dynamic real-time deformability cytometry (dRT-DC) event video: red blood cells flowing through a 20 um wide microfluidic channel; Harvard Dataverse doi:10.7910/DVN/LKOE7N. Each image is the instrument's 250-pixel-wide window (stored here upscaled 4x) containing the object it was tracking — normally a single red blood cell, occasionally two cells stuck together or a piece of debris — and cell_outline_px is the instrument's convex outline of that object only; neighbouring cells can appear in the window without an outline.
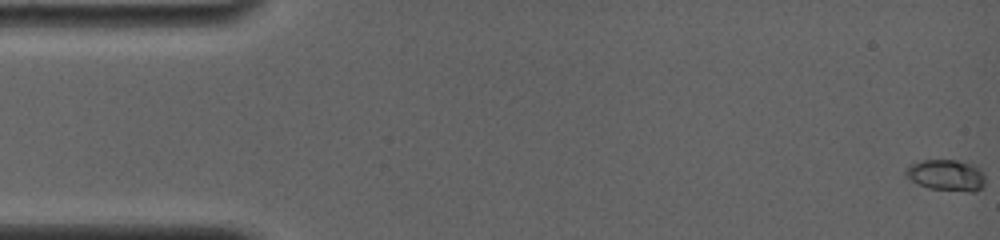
{"species": "common noctule bat (a hibernating species)", "species_latin": "Nyctalus noctula", "temperature_condition": "room temperature", "stored_images_in_passage": 67, "camera_frame_rate_fps": 4000, "um_per_image_px": 0.085, "animal": {"sex": "female", "body_mass_g": 19.0, "forearm_length_mm": 56.7}, "frame": {"image": 1, "passage_image": 1, "time_ms": 0.0, "image_size_px": [1000, 240], "cell_outline_px": [[984, 184], [976, 192], [972, 192], [928, 188], [916, 184], [904, 176], [904, 168], [908, 164], [920, 160], [956, 160], [972, 164], [980, 168], [984, 172]], "centroid_in_image_um": [80.38, 14.88], "position_along_channel_um": 4.6, "area_um2": 14.85}}
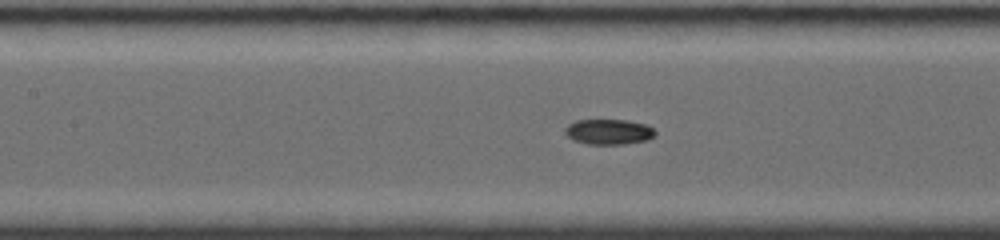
{"frame": {"image": 2, "passage_image": 31, "time_ms": 7.5, "image_size_px": [1000, 240], "cell_outline_px": [[656, 136], [648, 140], [624, 144], [588, 144], [572, 140], [564, 132], [564, 128], [568, 124], [576, 120], [628, 120], [648, 124], [656, 132]], "centroid_in_image_um": [51.76, 11.2], "position_along_channel_um": 155.6, "area_um2": 13.53}}
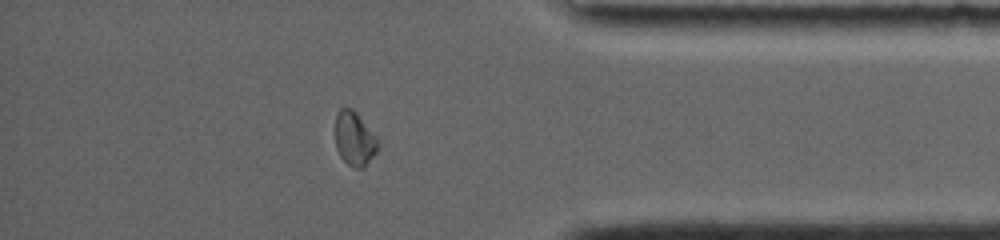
{"frame": {"image": 3, "passage_image": 58, "time_ms": 14.25, "image_size_px": [1000, 240], "cell_outline_px": [[380, 144], [376, 152], [360, 168], [356, 168], [348, 164], [340, 156], [336, 148], [336, 116], [340, 108], [352, 108], [356, 112], [376, 136]], "centroid_in_image_um": [30.13, 11.77], "position_along_channel_um": 405.1, "area_um2": 13.12}, "authors_computed_cell_mechanics": {"area_um2": 13.294, "velocity_mm_per_s": 3.8571, "shape_relaxation_time_tau1_ms": 10.6914, "shape_relaxation_time_tau2_ms": 3.528, "deformation_change_tau1": 0.2227, "deformation_change_tau2": 0.0501}}